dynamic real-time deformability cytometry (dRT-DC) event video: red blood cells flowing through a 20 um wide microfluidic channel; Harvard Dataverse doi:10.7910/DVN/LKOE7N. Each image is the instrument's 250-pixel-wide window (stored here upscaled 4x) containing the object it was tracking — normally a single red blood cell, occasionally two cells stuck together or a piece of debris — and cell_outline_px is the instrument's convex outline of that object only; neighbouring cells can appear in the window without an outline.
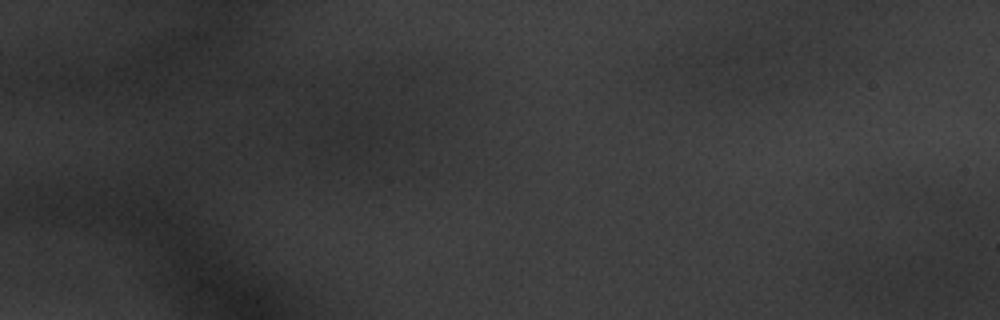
{"species": "common noctule bat (a hibernating species)", "species_latin": "Nyctalus noctula", "temperature_condition": "warm", "stored_images_in_passage": 2, "camera_frame_rate_fps": 3000, "um_per_image_px": 0.085, "animal": {"sex": "male", "body_mass_g": 20.1, "forearm_length_mm": 53.5}, "frame": {"image": 1, "passage_image": 2, "time_ms": 0.333, "image_size_px": [1000, 320], "cell_outline_px": [[980, 288], [940, 304], [924, 304], [880, 292], [868, 288], [868, 284], [884, 272], [912, 256], [924, 256], [976, 284]], "centroid_in_image_um": [78.4, 23.97], "position_along_channel_um": 6.6, "area_um2": 23.12}}